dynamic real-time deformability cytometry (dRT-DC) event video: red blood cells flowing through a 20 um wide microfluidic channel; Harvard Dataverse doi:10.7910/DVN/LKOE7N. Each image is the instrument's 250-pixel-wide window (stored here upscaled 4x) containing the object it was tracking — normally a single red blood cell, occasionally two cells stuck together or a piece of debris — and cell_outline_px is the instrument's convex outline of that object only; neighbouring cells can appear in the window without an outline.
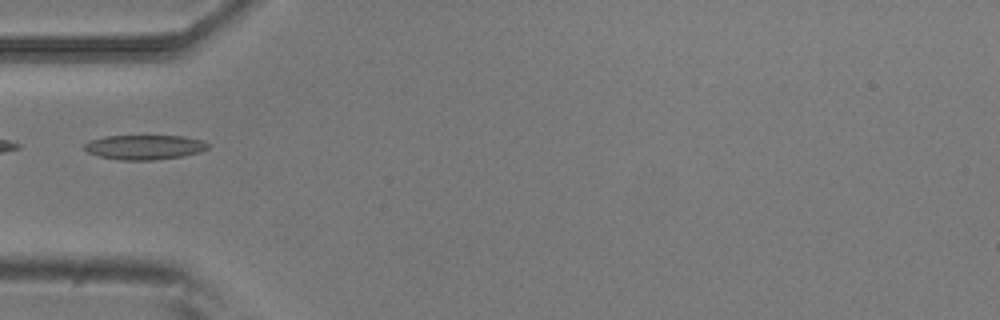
{"species": "common noctule bat (a hibernating species)", "species_latin": "Nyctalus noctula", "temperature_condition": "room temperature", "stored_images_in_passage": 2, "camera_frame_rate_fps": 3000, "um_per_image_px": 0.085, "animal": {"sex": "male", "body_mass_g": 20.5, "forearm_length_mm": 52.5}, "frame": {"image": 1, "passage_image": 2, "time_ms": 0.333, "image_size_px": [1000, 320], "cell_outline_px": [[212, 144], [208, 148], [200, 152], [180, 156], [152, 160], [120, 160], [100, 156], [88, 152], [84, 148], [84, 144], [88, 140], [104, 136], [184, 136], [204, 140]], "centroid_in_image_um": [12.3, 12.5], "position_along_channel_um": 72.7, "area_um2": 17.8}}